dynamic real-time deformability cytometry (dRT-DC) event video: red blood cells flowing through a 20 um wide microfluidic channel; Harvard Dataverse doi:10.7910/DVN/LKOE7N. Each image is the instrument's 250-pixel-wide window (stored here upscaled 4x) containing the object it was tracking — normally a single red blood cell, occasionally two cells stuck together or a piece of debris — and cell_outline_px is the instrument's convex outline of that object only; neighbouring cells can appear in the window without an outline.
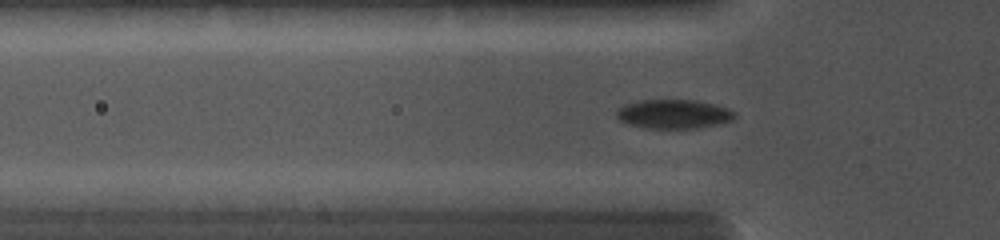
{"species": "common noctule bat (a hibernating species)", "species_latin": "Nyctalus noctula", "temperature_condition": "cold", "stored_images_in_passage": 29, "camera_frame_rate_fps": 5000, "um_per_image_px": 0.085, "animal": {"sex": "female", "body_mass_g": 19.0, "forearm_length_mm": 56.7}, "frame": {"image": 1, "passage_image": 2, "time_ms": 0.2, "image_size_px": [1000, 240], "cell_outline_px": [[736, 116], [732, 120], [716, 124], [696, 128], [648, 128], [628, 124], [620, 120], [616, 116], [616, 108], [624, 104], [640, 100], [696, 100], [728, 108], [736, 112]], "centroid_in_image_um": [57.23, 9.68], "position_along_channel_um": 68.6, "area_um2": 20.0}}
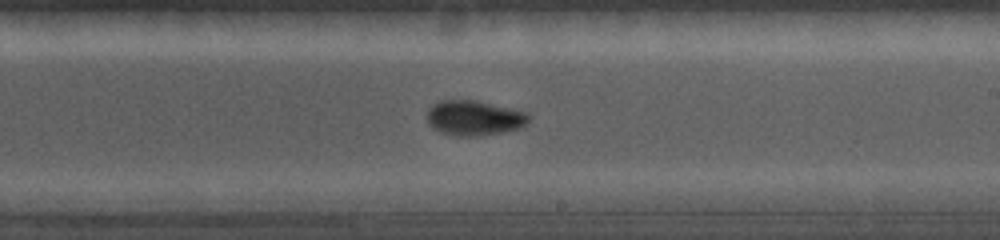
{"frame": {"image": 2, "passage_image": 16, "time_ms": 4.2, "image_size_px": [1000, 240], "cell_outline_px": [[532, 116], [520, 128], [504, 132], [480, 136], [456, 136], [440, 132], [432, 128], [428, 124], [428, 108], [432, 104], [440, 100], [476, 100], [528, 112]], "centroid_in_image_um": [40.3, 10.03], "position_along_channel_um": 248.7, "area_um2": 20.98}}
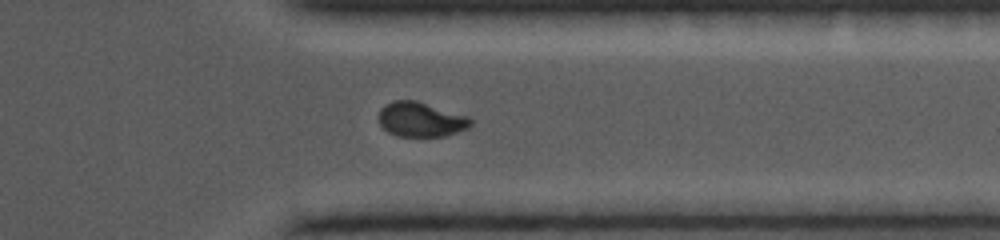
{"frame": {"image": 3, "passage_image": 26, "time_ms": 7.0, "image_size_px": [1000, 240], "cell_outline_px": [[472, 124], [468, 128], [444, 136], [400, 136], [388, 132], [380, 124], [376, 116], [380, 108], [396, 100], [416, 100], [468, 116], [472, 120]], "centroid_in_image_um": [35.75, 10.15], "position_along_channel_um": 375.6, "area_um2": 18.55}}